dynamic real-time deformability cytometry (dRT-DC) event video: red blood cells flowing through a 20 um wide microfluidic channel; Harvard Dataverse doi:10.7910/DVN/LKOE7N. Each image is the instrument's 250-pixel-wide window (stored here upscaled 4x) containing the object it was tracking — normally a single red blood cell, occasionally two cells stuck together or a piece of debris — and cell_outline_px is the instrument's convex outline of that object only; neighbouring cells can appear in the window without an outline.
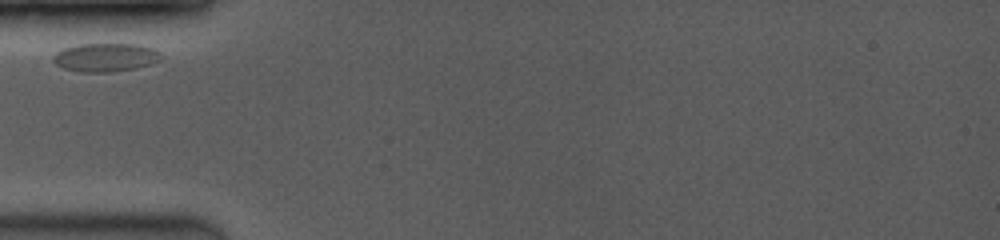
{"species": "common noctule bat (a hibernating species)", "species_latin": "Nyctalus noctula", "temperature_condition": "room temperature", "stored_images_in_passage": 50, "camera_frame_rate_fps": 3500, "um_per_image_px": 0.085, "animal": {"sex": "female", "body_mass_g": 19.0, "forearm_length_mm": 53.3}, "frame": {"image": 1, "passage_image": 1, "time_ms": 0.0, "image_size_px": [1000, 240], "cell_outline_px": [[164, 56], [160, 60], [152, 64], [136, 68], [112, 72], [80, 72], [64, 68], [56, 64], [52, 60], [52, 56], [56, 52], [64, 48], [76, 44], [140, 44], [152, 48], [160, 52]], "centroid_in_image_um": [8.99, 4.87], "position_along_channel_um": 76.0, "area_um2": 18.15}}
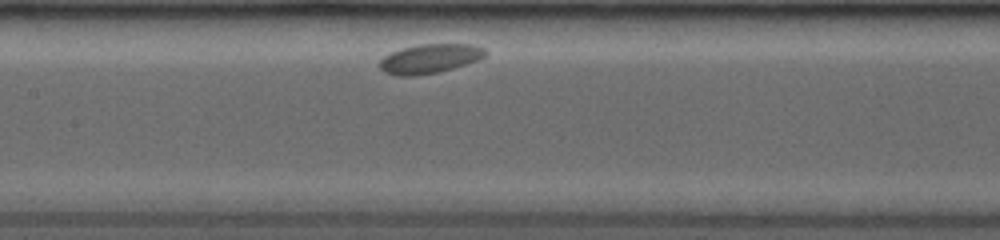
{"frame": {"image": 2, "passage_image": 14, "time_ms": 2.857, "image_size_px": [1000, 240], "cell_outline_px": [[488, 52], [480, 60], [440, 72], [412, 76], [396, 76], [384, 72], [380, 68], [380, 60], [384, 56], [400, 48], [420, 44], [472, 44], [484, 48]], "centroid_in_image_um": [36.54, 4.99], "position_along_channel_um": 170.9, "area_um2": 18.21}}
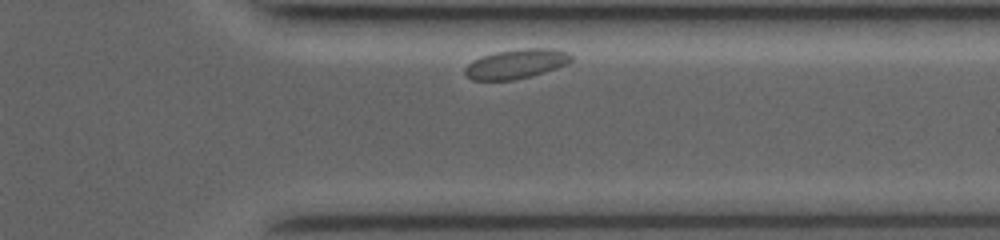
{"frame": {"image": 3, "passage_image": 45, "time_ms": 8.571, "image_size_px": [1000, 240], "cell_outline_px": [[572, 60], [568, 64], [544, 72], [512, 80], [472, 80], [464, 72], [464, 68], [472, 60], [496, 52], [520, 48], [552, 48], [568, 52], [572, 56]], "centroid_in_image_um": [43.89, 5.42], "position_along_channel_um": 367.5, "area_um2": 18.15}}